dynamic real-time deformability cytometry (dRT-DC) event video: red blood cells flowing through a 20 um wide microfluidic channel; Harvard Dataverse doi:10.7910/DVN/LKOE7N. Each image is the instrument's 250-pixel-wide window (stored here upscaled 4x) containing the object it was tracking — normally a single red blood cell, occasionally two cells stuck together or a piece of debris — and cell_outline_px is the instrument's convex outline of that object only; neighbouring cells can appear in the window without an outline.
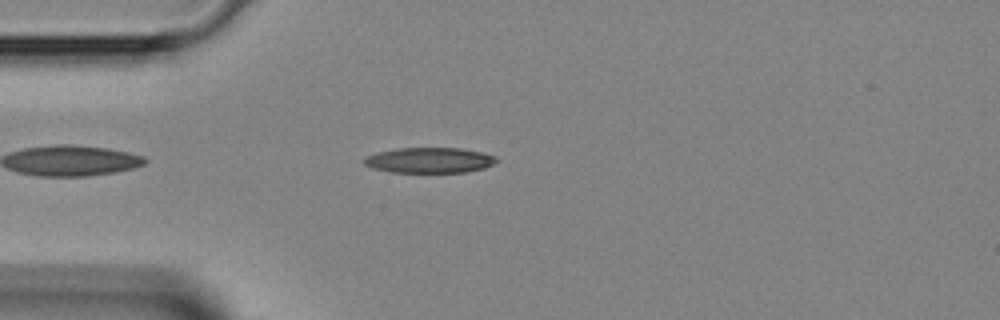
{"species": "Egyptian fruit bat (a non-hibernating species)", "species_latin": "Rousettus aegyptiacus", "temperature_condition": "room temperature", "stored_images_in_passage": 35, "camera_frame_rate_fps": 3000, "um_per_image_px": 0.085, "animal": {"sex": "female"}, "frame": {"image": 1, "passage_image": 3, "time_ms": 0.667, "image_size_px": [1000, 320], "cell_outline_px": [[500, 160], [484, 168], [468, 172], [392, 172], [372, 168], [364, 164], [364, 160], [368, 156], [380, 152], [396, 148], [460, 148], [484, 152], [496, 156]], "centroid_in_image_um": [36.57, 13.62], "position_along_channel_um": 48.4, "area_um2": 19.59}}
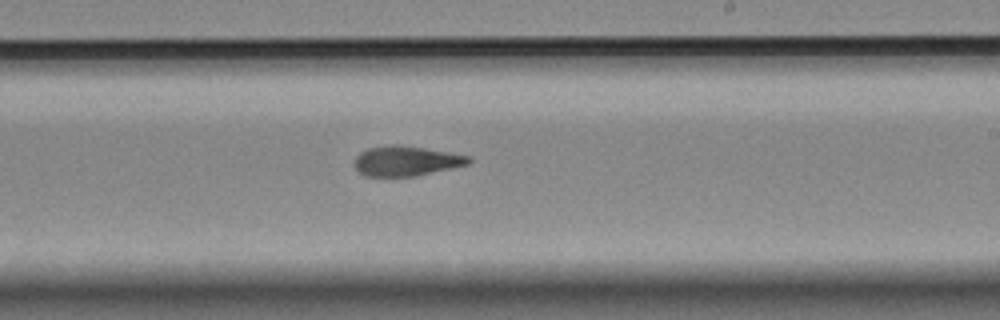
{"frame": {"image": 2, "passage_image": 17, "time_ms": 5.333, "image_size_px": [1000, 320], "cell_outline_px": [[472, 160], [468, 164], [452, 168], [416, 176], [364, 176], [352, 164], [356, 156], [360, 152], [368, 148], [388, 144], [400, 144], [472, 156]], "centroid_in_image_um": [34.51, 13.67], "position_along_channel_um": 254.5, "area_um2": 20.11}}
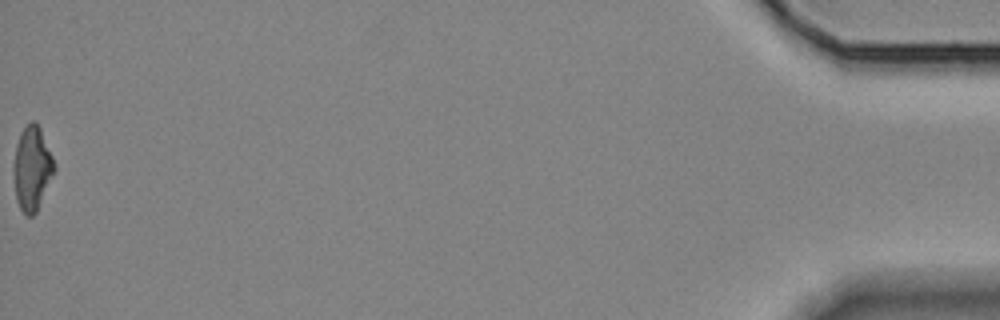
{"frame": {"image": 3, "passage_image": 35, "time_ms": 11.333, "image_size_px": [1000, 320], "cell_outline_px": [[56, 168], [36, 212], [32, 216], [28, 216], [20, 208], [16, 200], [12, 172], [12, 168], [16, 144], [20, 132], [32, 120], [36, 120], [40, 128], [52, 156]], "centroid_in_image_um": [2.7, 14.3], "position_along_channel_um": 432.5, "area_um2": 19.94}}